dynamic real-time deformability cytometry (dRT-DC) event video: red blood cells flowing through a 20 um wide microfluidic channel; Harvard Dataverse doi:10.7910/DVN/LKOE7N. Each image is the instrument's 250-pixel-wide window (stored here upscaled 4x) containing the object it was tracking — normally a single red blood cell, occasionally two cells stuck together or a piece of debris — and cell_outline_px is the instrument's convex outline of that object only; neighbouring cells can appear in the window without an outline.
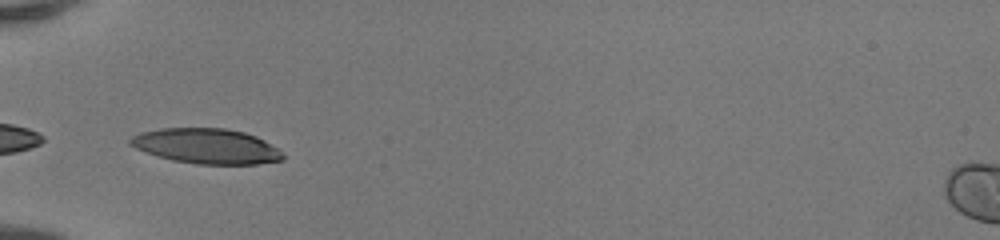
{"species": "human", "species_latin": "Homo sapiens", "temperature_condition": "room temperature", "stored_images_in_passage": 33, "camera_frame_rate_fps": 3000, "um_per_image_px": 0.085, "donor": {"sex": "female"}, "frame": {"image": 1, "passage_image": 1, "time_ms": 0.0, "image_size_px": [1000, 240], "cell_outline_px": [[284, 160], [256, 164], [196, 164], [172, 160], [156, 156], [136, 148], [128, 144], [128, 140], [132, 136], [140, 132], [160, 128], [224, 128], [244, 132], [256, 136], [264, 140], [276, 148], [284, 156]], "centroid_in_image_um": [17.51, 12.42], "position_along_channel_um": 67.5, "area_um2": 31.27}}
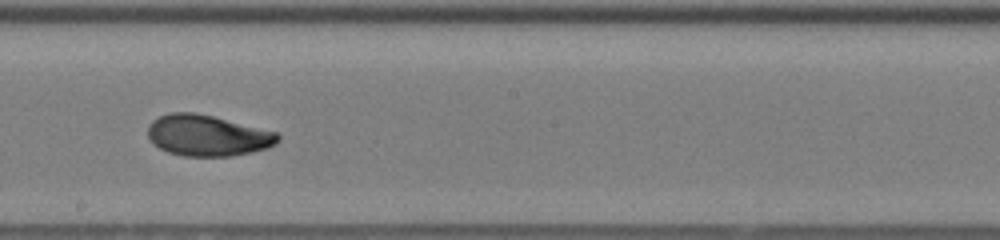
{"frame": {"image": 2, "passage_image": 13, "time_ms": 4.0, "image_size_px": [1000, 240], "cell_outline_px": [[280, 140], [276, 144], [268, 148], [252, 152], [232, 156], [184, 156], [168, 152], [152, 144], [148, 136], [148, 124], [152, 120], [168, 112], [196, 112], [280, 132]], "centroid_in_image_um": [17.66, 11.51], "position_along_channel_um": 230.5, "area_um2": 31.56}}
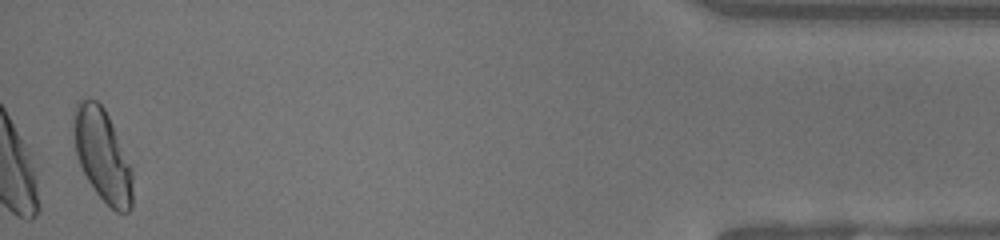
{"frame": {"image": 3, "passage_image": 32, "time_ms": 10.333, "image_size_px": [1000, 240], "cell_outline_px": [[132, 208], [128, 212], [116, 212], [96, 192], [88, 180], [76, 156], [72, 132], [72, 120], [76, 100], [96, 100], [104, 108], [132, 164]], "centroid_in_image_um": [8.7, 13.17], "position_along_channel_um": 426.5, "area_um2": 31.96}, "authors_computed_cell_mechanics": {"area_um2": 31.0386, "velocity_mm_per_s": 4.1973, "shape_relaxation_time_tau1_ms": 4.5466, "shape_relaxation_time_tau2_ms": 1.3658, "deformation_change_tau1": 0.1964, "deformation_change_tau2": 0.0409}}